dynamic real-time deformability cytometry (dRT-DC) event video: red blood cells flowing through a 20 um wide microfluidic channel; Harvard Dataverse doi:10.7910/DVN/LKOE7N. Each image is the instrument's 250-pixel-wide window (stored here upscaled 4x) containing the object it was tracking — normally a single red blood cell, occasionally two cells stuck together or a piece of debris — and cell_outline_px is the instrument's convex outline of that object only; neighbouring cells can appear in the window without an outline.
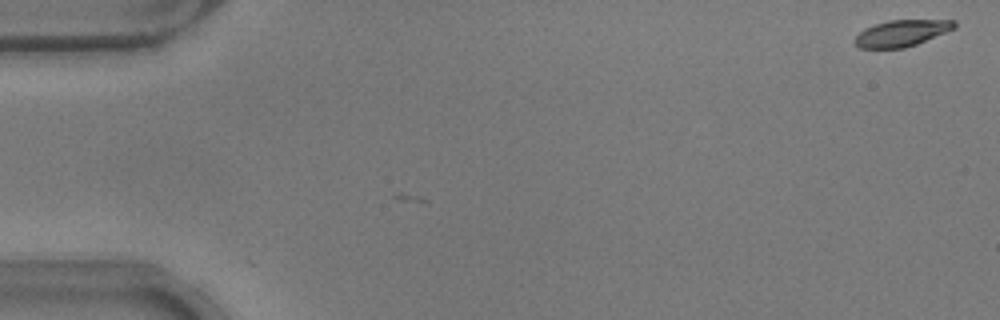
{"species": "common noctule bat (a hibernating species)", "species_latin": "Nyctalus noctula", "temperature_condition": "warm", "stored_images_in_passage": 3, "camera_frame_rate_fps": 3000, "um_per_image_px": 0.085, "animal": {"sex": "male", "body_mass_g": 17.9}, "frame": {"image": 1, "passage_image": 1, "time_ms": 0.0, "image_size_px": [1000, 320], "cell_outline_px": [[956, 28], [916, 44], [904, 48], [860, 48], [852, 40], [864, 28], [888, 20], [956, 20]], "centroid_in_image_um": [76.63, 2.81], "position_along_channel_um": 8.4, "area_um2": 15.26}}